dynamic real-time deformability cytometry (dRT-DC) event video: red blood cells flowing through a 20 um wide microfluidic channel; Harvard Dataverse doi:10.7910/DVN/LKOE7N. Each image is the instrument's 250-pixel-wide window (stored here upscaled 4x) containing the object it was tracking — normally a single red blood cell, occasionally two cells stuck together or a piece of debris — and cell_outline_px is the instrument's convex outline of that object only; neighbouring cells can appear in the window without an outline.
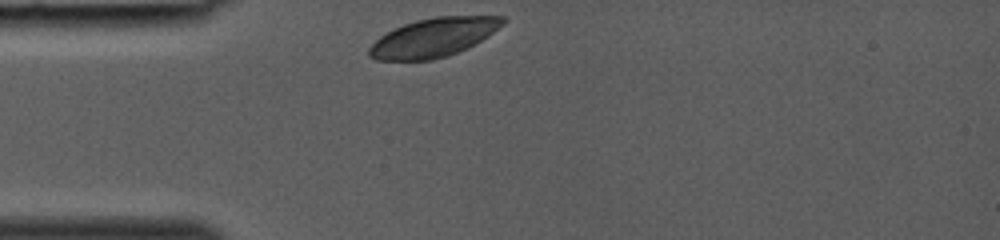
{"species": "common noctule bat (a hibernating species)", "species_latin": "Nyctalus noctula", "temperature_condition": "room temperature", "stored_images_in_passage": 24, "camera_frame_rate_fps": 3000, "um_per_image_px": 0.085, "animal": {"sex": "female", "body_mass_g": 19.0, "forearm_length_mm": 53.3}, "frame": {"image": 1, "passage_image": 1, "time_ms": 0.0, "image_size_px": [1000, 240], "cell_outline_px": [[504, 20], [488, 36], [468, 48], [432, 60], [376, 60], [368, 56], [368, 48], [380, 36], [404, 24], [416, 20], [436, 16], [504, 16]], "centroid_in_image_um": [36.8, 3.19], "position_along_channel_um": 48.2, "area_um2": 29.77}}
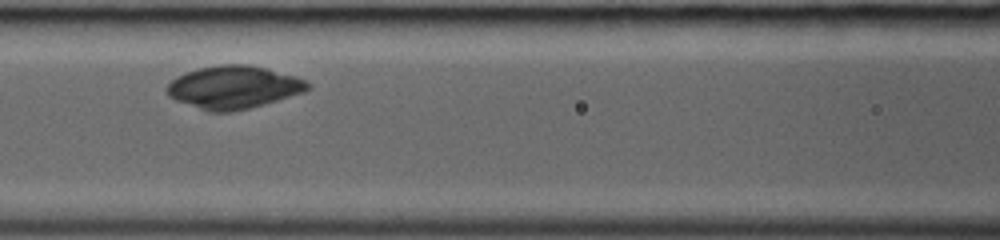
{"frame": {"image": 2, "passage_image": 8, "time_ms": 2.333, "image_size_px": [1000, 240], "cell_outline_px": [[312, 88], [304, 92], [264, 104], [232, 112], [208, 112], [176, 100], [168, 96], [164, 88], [176, 76], [200, 68], [220, 64], [248, 64], [296, 76], [312, 84]], "centroid_in_image_um": [19.85, 7.42], "position_along_channel_um": 146.7, "area_um2": 35.14}}
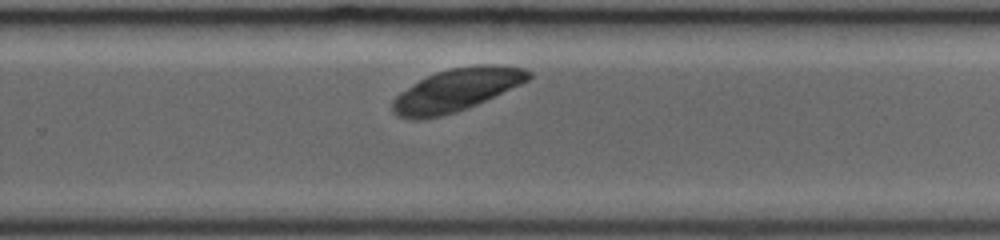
{"frame": {"image": 3, "passage_image": 17, "time_ms": 5.333, "image_size_px": [1000, 240], "cell_outline_px": [[532, 76], [528, 80], [520, 84], [476, 104], [456, 112], [424, 120], [408, 120], [396, 116], [392, 112], [392, 100], [400, 92], [420, 80], [436, 72], [452, 68], [480, 64], [492, 64], [524, 68], [532, 72]], "centroid_in_image_um": [38.75, 7.66], "position_along_channel_um": 291.0, "area_um2": 33.64}}